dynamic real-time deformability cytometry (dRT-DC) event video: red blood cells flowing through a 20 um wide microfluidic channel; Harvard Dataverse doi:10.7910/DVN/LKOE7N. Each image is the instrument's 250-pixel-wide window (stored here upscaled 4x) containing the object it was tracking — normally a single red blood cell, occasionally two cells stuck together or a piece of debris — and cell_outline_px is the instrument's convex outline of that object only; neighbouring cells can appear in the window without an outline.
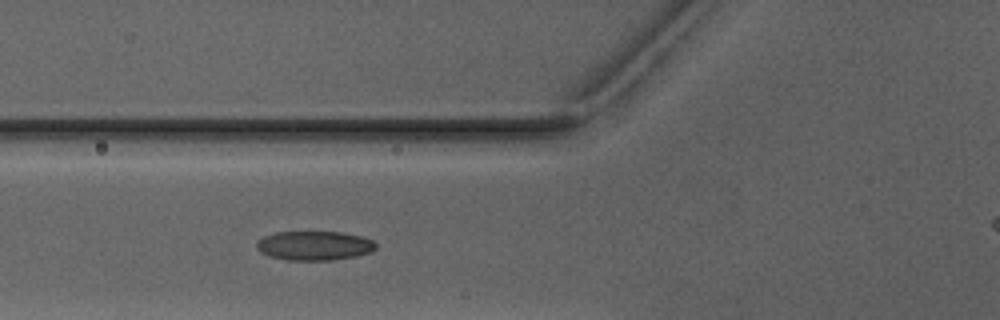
{"species": "Egyptian fruit bat (a non-hibernating species)", "species_latin": "Rousettus aegyptiacus", "temperature_condition": "warm", "stored_images_in_passage": 4, "camera_frame_rate_fps": 3000, "um_per_image_px": 0.085, "animal": {"sex": "male"}, "frame": {"image": 1, "passage_image": 4, "time_ms": 4.333, "image_size_px": [1000, 320], "cell_outline_px": [[376, 248], [372, 252], [356, 256], [332, 260], [284, 260], [268, 256], [260, 252], [256, 248], [256, 244], [264, 236], [276, 232], [340, 232], [360, 236], [372, 240], [376, 244]], "centroid_in_image_um": [26.71, 20.89], "position_along_channel_um": 99.1, "area_um2": 20.35}}